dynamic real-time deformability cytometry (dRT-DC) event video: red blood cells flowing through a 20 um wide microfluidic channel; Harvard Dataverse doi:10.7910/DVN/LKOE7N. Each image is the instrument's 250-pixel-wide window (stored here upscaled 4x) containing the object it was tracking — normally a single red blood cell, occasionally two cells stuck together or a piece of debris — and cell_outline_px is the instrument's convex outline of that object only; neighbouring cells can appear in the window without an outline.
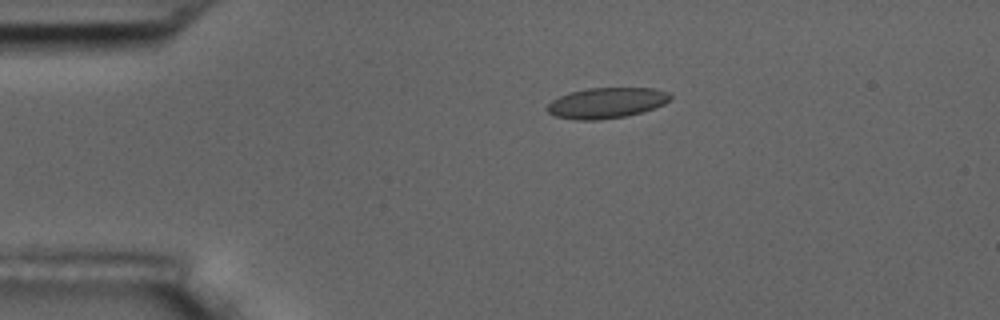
{"species": "common noctule bat (a hibernating species)", "species_latin": "Nyctalus noctula", "temperature_condition": "room temperature", "stored_images_in_passage": 5, "camera_frame_rate_fps": 3000, "um_per_image_px": 0.085, "animal": {"sex": "male", "body_mass_g": 17.5, "forearm_length_mm": 52.3}, "frame": {"image": 1, "passage_image": 3, "time_ms": 2.333, "image_size_px": [1000, 320], "cell_outline_px": [[672, 100], [664, 104], [640, 112], [624, 116], [600, 120], [576, 120], [556, 116], [548, 112], [544, 108], [552, 100], [568, 92], [588, 88], [652, 88], [668, 92], [672, 96]], "centroid_in_image_um": [51.53, 8.74], "position_along_channel_um": 33.5, "area_um2": 21.96}}
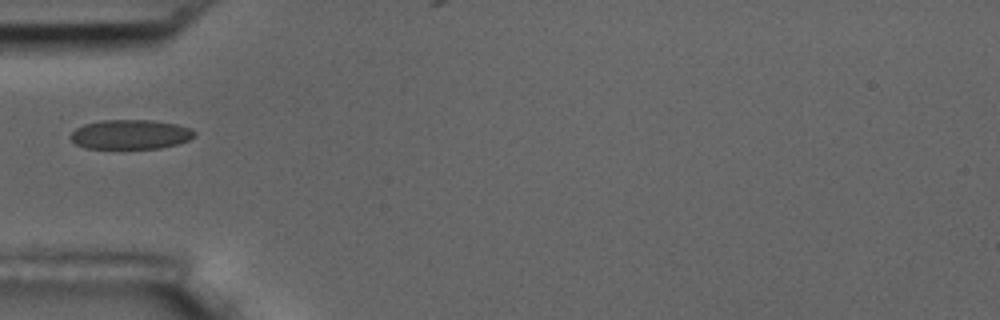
{"frame": {"image": 2, "passage_image": 5, "time_ms": 4.667, "image_size_px": [1000, 320], "cell_outline_px": [[196, 136], [188, 140], [176, 144], [160, 148], [84, 148], [76, 144], [68, 136], [76, 128], [84, 124], [100, 120], [152, 120], [176, 124], [188, 128], [196, 132]], "centroid_in_image_um": [11.06, 11.42], "position_along_channel_um": 73.9, "area_um2": 21.27}}